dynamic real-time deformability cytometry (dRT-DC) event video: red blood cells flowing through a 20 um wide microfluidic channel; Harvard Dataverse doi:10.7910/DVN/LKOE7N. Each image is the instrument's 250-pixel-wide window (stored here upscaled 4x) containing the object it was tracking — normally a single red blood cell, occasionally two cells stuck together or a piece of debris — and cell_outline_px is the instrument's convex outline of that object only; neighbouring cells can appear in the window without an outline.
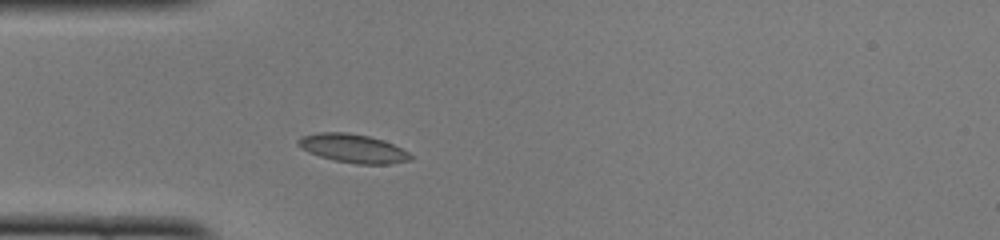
{"species": "common noctule bat (a hibernating species)", "species_latin": "Nyctalus noctula", "temperature_condition": "cold", "stored_images_in_passage": 36, "camera_frame_rate_fps": 3000, "um_per_image_px": 0.085, "animal": {"sex": "female", "body_mass_g": 22.0, "forearm_length_mm": 56.7}, "frame": {"image": 1, "passage_image": 1, "time_ms": 0.0, "image_size_px": [1000, 240], "cell_outline_px": [[412, 160], [388, 164], [356, 164], [336, 160], [320, 156], [308, 152], [300, 148], [296, 144], [296, 140], [300, 136], [320, 132], [344, 132], [368, 136], [392, 144], [408, 152], [412, 156]], "centroid_in_image_um": [29.95, 12.61], "position_along_channel_um": 55.0, "area_um2": 18.61}}
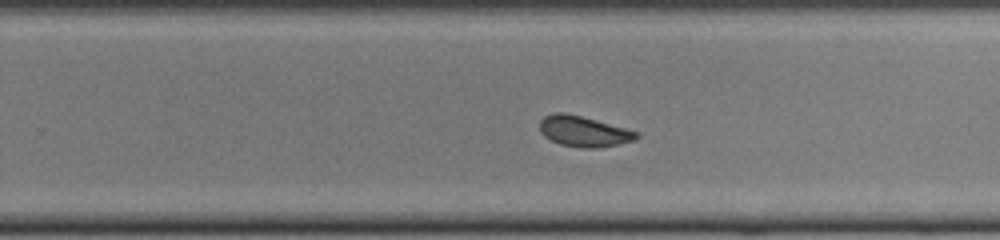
{"frame": {"image": 2, "passage_image": 18, "time_ms": 5.667, "image_size_px": [1000, 240], "cell_outline_px": [[640, 136], [636, 140], [596, 148], [580, 148], [560, 144], [544, 136], [540, 132], [540, 120], [544, 116], [556, 112], [564, 112], [580, 116], [640, 132]], "centroid_in_image_um": [49.61, 11.17], "position_along_channel_um": 280.2, "area_um2": 17.17}}
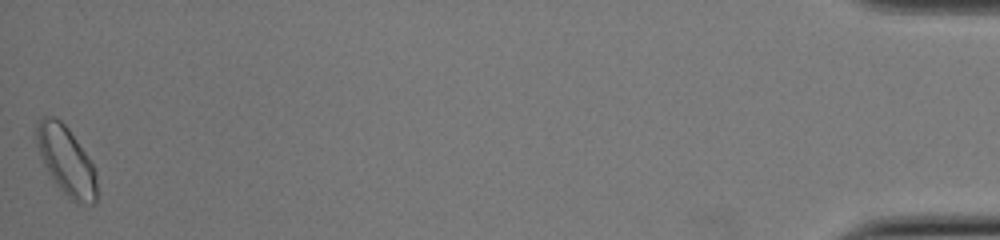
{"frame": {"image": 3, "passage_image": 36, "time_ms": 11.667, "image_size_px": [1000, 240], "cell_outline_px": [[96, 204], [76, 204], [56, 184], [48, 172], [44, 164], [36, 140], [36, 128], [40, 120], [44, 116], [56, 116], [68, 128], [88, 156], [96, 172]], "centroid_in_image_um": [5.65, 13.67], "position_along_channel_um": 429.6, "area_um2": 23.81}, "authors_computed_cell_mechanics": {"area_um2": 17.4845, "velocity_mm_per_s": 4.0713, "shape_relaxation_time_tau1_ms": 3.9275, "shape_relaxation_time_tau2_ms": 1.2851, "deformation_change_tau1": 0.1155, "deformation_change_tau2": 0.0586}}